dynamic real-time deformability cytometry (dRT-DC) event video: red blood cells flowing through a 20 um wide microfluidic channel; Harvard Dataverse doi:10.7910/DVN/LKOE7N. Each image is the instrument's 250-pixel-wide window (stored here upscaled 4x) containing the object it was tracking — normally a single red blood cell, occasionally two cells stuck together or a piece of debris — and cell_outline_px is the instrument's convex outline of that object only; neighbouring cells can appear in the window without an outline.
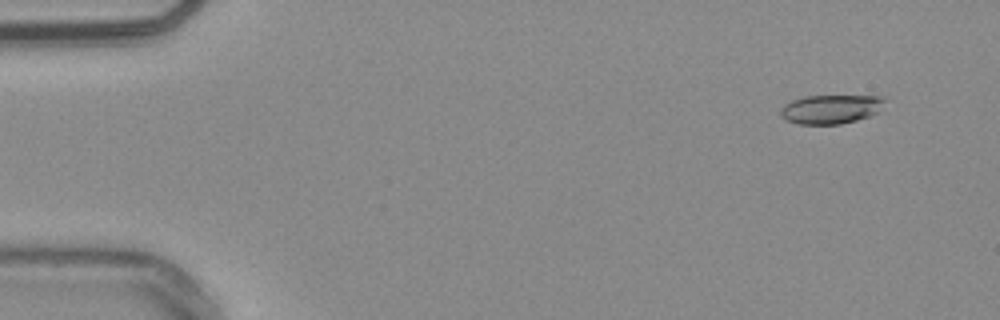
{"species": "common noctule bat (a hibernating species)", "species_latin": "Nyctalus noctula", "temperature_condition": "warm", "stored_images_in_passage": 54, "camera_frame_rate_fps": 3000, "um_per_image_px": 0.085, "animal": {"sex": "male", "body_mass_g": 20.4}, "frame": {"image": 1, "passage_image": 5, "time_ms": 1.333, "image_size_px": [1000, 320], "cell_outline_px": [[888, 100], [880, 112], [856, 120], [840, 124], [800, 124], [788, 120], [780, 116], [780, 108], [784, 104], [792, 100], [804, 96], [884, 96]], "centroid_in_image_um": [70.67, 9.26], "position_along_channel_um": 14.3, "area_um2": 17.8}}
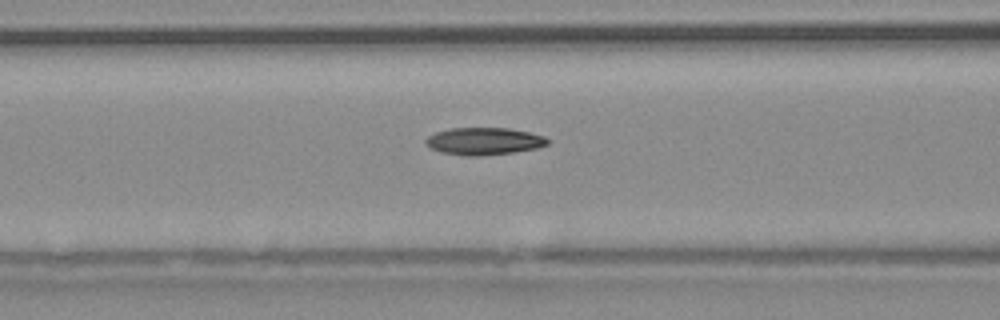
{"frame": {"image": 2, "passage_image": 23, "time_ms": 7.333, "image_size_px": [1000, 320], "cell_outline_px": [[552, 140], [548, 144], [536, 148], [512, 152], [480, 156], [464, 156], [440, 152], [424, 144], [424, 140], [428, 136], [436, 132], [452, 128], [508, 128], [528, 132], [544, 136]], "centroid_in_image_um": [41.13, 12.0], "position_along_channel_um": 125.5, "area_um2": 19.42}}
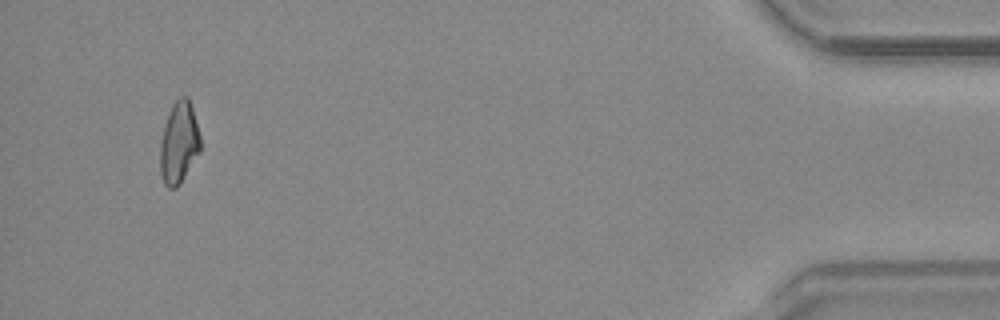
{"frame": {"image": 3, "passage_image": 52, "time_ms": 17.0, "image_size_px": [1000, 320], "cell_outline_px": [[200, 152], [180, 184], [176, 188], [168, 188], [164, 184], [160, 172], [160, 144], [164, 124], [168, 112], [172, 104], [180, 96], [188, 96], [192, 108], [200, 136]], "centroid_in_image_um": [15.2, 12.14], "position_along_channel_um": 420.0, "area_um2": 19.31}, "authors_computed_cell_mechanics": {"area_um2": 18.8428, "velocity_mm_per_s": 3.8181, "shape_relaxation_time_tau1_ms": 9.7732, "shape_relaxation_time_tau2_ms": 5.6014, "deformation_change_tau1": 0.2156, "deformation_change_tau2": 0.1339}}